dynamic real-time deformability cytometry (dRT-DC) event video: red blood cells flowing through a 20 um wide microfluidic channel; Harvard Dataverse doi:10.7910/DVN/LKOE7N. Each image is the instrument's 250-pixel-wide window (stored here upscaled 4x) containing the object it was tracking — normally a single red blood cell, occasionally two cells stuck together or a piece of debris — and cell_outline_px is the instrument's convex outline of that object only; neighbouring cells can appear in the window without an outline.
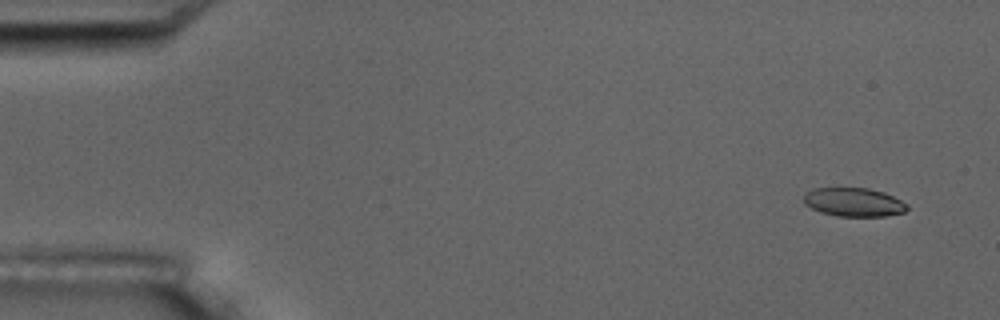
{"species": "common noctule bat (a hibernating species)", "species_latin": "Nyctalus noctula", "temperature_condition": "room temperature", "stored_images_in_passage": 3, "camera_frame_rate_fps": 3000, "um_per_image_px": 0.085, "animal": {"sex": "male", "body_mass_g": 17.5, "forearm_length_mm": 52.3}, "frame": {"image": 1, "passage_image": 1, "time_ms": 0.0, "image_size_px": [1000, 320], "cell_outline_px": [[908, 208], [904, 212], [884, 216], [836, 216], [820, 212], [804, 204], [804, 192], [812, 188], [868, 188], [884, 192], [908, 204]], "centroid_in_image_um": [72.54, 17.18], "position_along_channel_um": 12.5, "area_um2": 17.34}}